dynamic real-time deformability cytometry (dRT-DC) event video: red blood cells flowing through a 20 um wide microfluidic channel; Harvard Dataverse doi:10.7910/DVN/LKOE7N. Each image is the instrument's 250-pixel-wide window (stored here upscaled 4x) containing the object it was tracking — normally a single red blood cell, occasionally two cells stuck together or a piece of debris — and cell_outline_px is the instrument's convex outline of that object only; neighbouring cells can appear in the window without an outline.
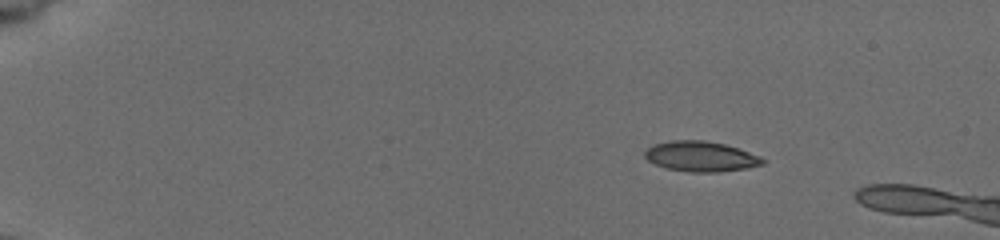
{"species": "common noctule bat (a hibernating species)", "species_latin": "Nyctalus noctula", "temperature_condition": "cold", "stored_images_in_passage": 9, "camera_frame_rate_fps": 3000, "um_per_image_px": 0.085, "animal": {"sex": "female", "body_mass_g": 19.5, "forearm_length_mm": 54.1}, "frame": {"image": 1, "passage_image": 4, "time_ms": 1.0, "image_size_px": [1000, 240], "cell_outline_px": [[764, 164], [748, 168], [716, 172], [692, 172], [668, 168], [656, 164], [648, 160], [644, 156], [644, 152], [652, 144], [672, 140], [704, 140], [724, 144], [760, 156], [764, 160]], "centroid_in_image_um": [59.55, 13.29], "position_along_channel_um": 25.4, "area_um2": 20.58}}
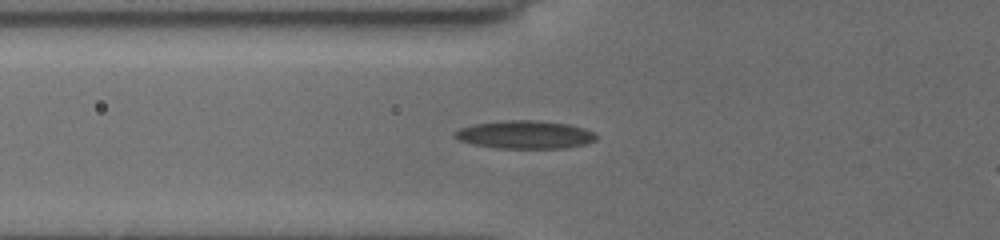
{"frame": {"image": 2, "passage_image": 9, "time_ms": 2.667, "image_size_px": [1000, 240], "cell_outline_px": [[596, 140], [584, 144], [564, 148], [496, 148], [472, 144], [460, 140], [452, 136], [452, 132], [460, 128], [472, 124], [504, 120], [536, 120], [568, 124], [584, 128], [596, 132]], "centroid_in_image_um": [44.59, 11.44], "position_along_channel_um": 81.2, "area_um2": 23.29}}